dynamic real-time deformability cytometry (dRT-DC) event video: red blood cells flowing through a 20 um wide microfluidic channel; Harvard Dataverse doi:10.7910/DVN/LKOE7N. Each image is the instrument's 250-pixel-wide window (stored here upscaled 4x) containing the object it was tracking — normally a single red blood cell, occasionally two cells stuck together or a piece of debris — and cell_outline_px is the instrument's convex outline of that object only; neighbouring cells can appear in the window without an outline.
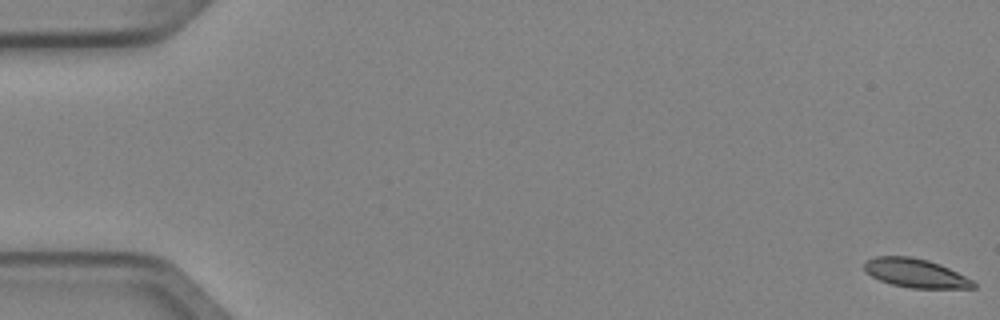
{"species": "Egyptian fruit bat (a non-hibernating species)", "species_latin": "Rousettus aegyptiacus", "temperature_condition": "cold", "stored_images_in_passage": 5, "camera_frame_rate_fps": 3000, "um_per_image_px": 0.085, "animal": {"sex": "female"}, "frame": {"image": 1, "passage_image": 1, "time_ms": 0.0, "image_size_px": [1000, 320], "cell_outline_px": [[976, 288], [912, 288], [892, 284], [880, 280], [872, 276], [864, 268], [864, 264], [868, 260], [876, 256], [908, 256], [928, 260], [940, 264], [972, 280], [976, 284]], "centroid_in_image_um": [77.83, 23.21], "position_along_channel_um": 7.2, "area_um2": 18.03}}
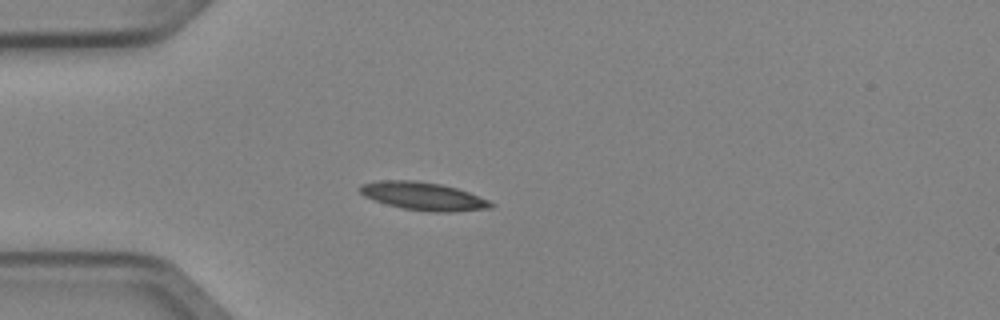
{"frame": {"image": 2, "passage_image": 5, "time_ms": 1.333, "image_size_px": [1000, 320], "cell_outline_px": [[496, 204], [492, 208], [452, 212], [428, 212], [400, 208], [364, 196], [356, 188], [360, 184], [380, 180], [412, 180], [440, 184], [456, 188], [468, 192], [488, 200]], "centroid_in_image_um": [35.97, 16.68], "position_along_channel_um": 49.0, "area_um2": 21.44}}